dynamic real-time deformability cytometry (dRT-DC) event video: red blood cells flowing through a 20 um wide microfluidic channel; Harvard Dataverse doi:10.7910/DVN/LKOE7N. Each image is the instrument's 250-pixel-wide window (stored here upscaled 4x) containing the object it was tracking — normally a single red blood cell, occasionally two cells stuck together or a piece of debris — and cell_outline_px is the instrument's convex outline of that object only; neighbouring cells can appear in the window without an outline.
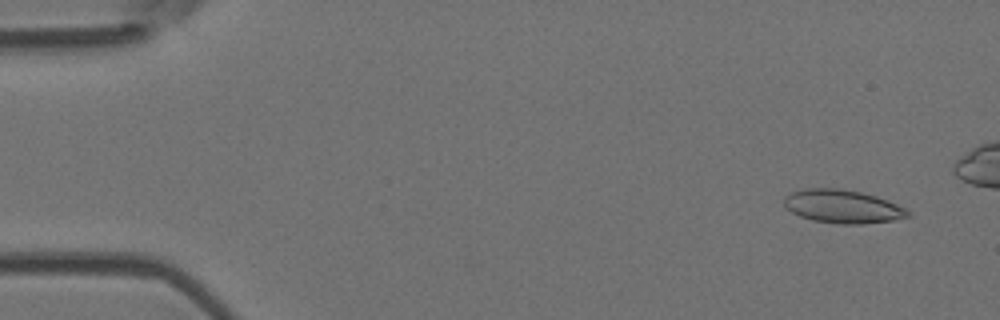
{"species": "Egyptian fruit bat (a non-hibernating species)", "species_latin": "Rousettus aegyptiacus", "temperature_condition": "room temperature", "stored_images_in_passage": 5, "camera_frame_rate_fps": 3000, "um_per_image_px": 0.085, "animal": {"sex": "female"}, "frame": {"image": 1, "passage_image": 1, "time_ms": 0.0, "image_size_px": [1000, 320], "cell_outline_px": [[912, 216], [892, 220], [860, 224], [840, 224], [812, 220], [800, 216], [784, 208], [784, 196], [792, 192], [804, 188], [840, 188], [860, 192], [876, 196], [896, 204], [912, 212]], "centroid_in_image_um": [71.6, 17.55], "position_along_channel_um": 13.4, "area_um2": 24.1}}